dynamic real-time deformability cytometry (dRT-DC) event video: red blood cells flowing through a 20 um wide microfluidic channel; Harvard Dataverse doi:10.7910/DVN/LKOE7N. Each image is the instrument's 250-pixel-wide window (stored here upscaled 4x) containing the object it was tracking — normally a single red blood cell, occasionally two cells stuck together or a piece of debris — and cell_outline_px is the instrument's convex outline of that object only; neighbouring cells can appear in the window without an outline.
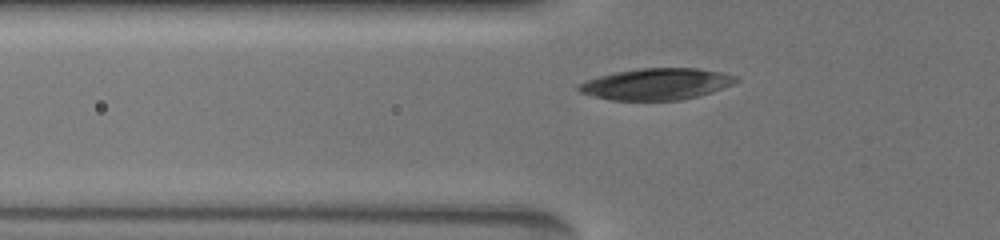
{"species": "common noctule bat (a hibernating species)", "species_latin": "Nyctalus noctula", "temperature_condition": "warm", "stored_images_in_passage": 23, "camera_frame_rate_fps": 3000, "um_per_image_px": 0.085, "animal": {"sex": "female", "body_mass_g": 19.5, "forearm_length_mm": 54.1}, "frame": {"image": 1, "passage_image": 3, "time_ms": 1.333, "image_size_px": [1000, 240], "cell_outline_px": [[740, 80], [732, 84], [712, 92], [680, 100], [612, 100], [580, 92], [576, 88], [580, 84], [588, 80], [600, 76], [616, 72], [636, 68], [696, 68], [720, 72], [736, 76]], "centroid_in_image_um": [55.82, 7.14], "position_along_channel_um": 70.0, "area_um2": 28.5}}
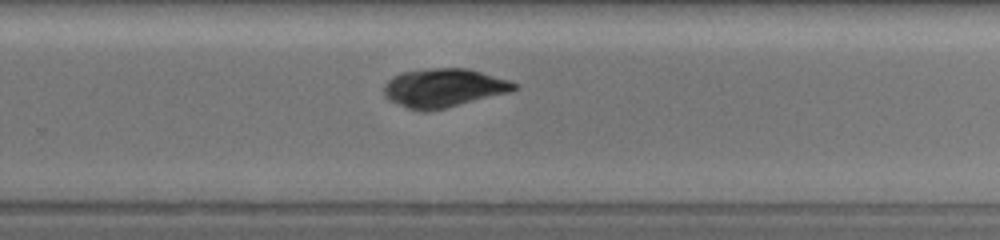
{"frame": {"image": 2, "passage_image": 14, "time_ms": 7.333, "image_size_px": [1000, 240], "cell_outline_px": [[516, 88], [508, 92], [428, 112], [424, 112], [408, 108], [388, 100], [384, 96], [384, 84], [392, 76], [400, 72], [432, 68], [468, 68], [508, 80], [516, 84]], "centroid_in_image_um": [37.63, 7.46], "position_along_channel_um": 292.2, "area_um2": 29.07}}
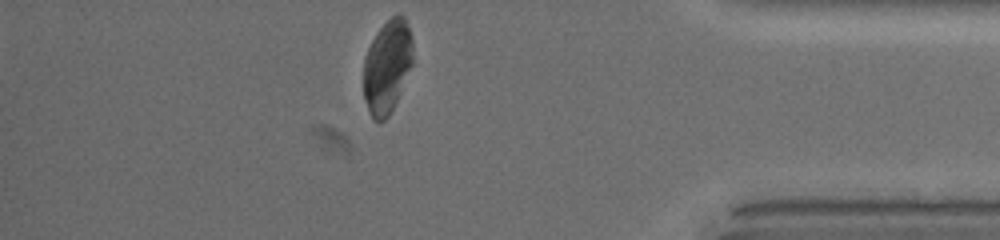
{"frame": {"image": 3, "passage_image": 23, "time_ms": 11.0, "image_size_px": [1000, 240], "cell_outline_px": [[412, 64], [396, 100], [388, 116], [384, 120], [372, 120], [364, 96], [364, 56], [376, 32], [392, 16], [400, 12], [404, 16], [412, 40]], "centroid_in_image_um": [32.9, 5.62], "position_along_channel_um": 402.3, "area_um2": 26.36}, "authors_computed_cell_mechanics": {"area_um2": 29.0734, "velocity_mm_per_s": 3.7395, "shape_relaxation_time_tau1_ms": 8.3289, "shape_relaxation_time_tau2_ms": 1.9513, "deformation_change_tau1": 0.2384, "deformation_change_tau2": 0.0472}}